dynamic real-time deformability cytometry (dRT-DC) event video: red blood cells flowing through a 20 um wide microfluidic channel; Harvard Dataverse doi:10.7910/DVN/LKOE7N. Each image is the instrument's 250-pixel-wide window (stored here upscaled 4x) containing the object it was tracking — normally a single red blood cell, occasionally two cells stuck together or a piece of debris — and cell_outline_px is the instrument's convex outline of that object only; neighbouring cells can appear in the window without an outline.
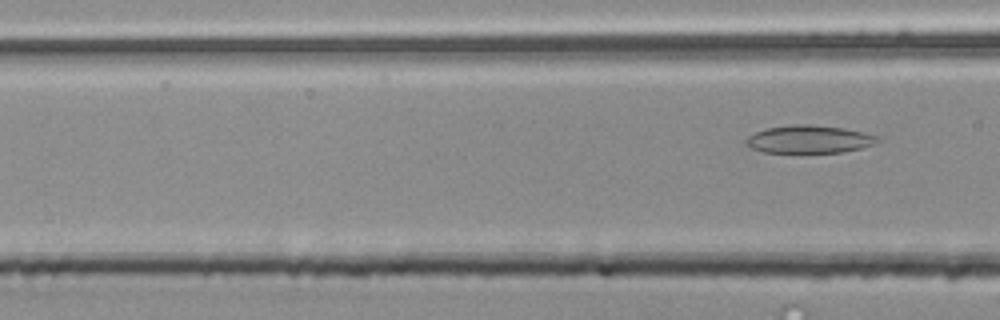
{"species": "common noctule bat (a hibernating species)", "species_latin": "Nyctalus noctula", "temperature_condition": "room temperature", "stored_images_in_passage": 20, "camera_frame_rate_fps": 3000, "um_per_image_px": 0.085, "animal": {"sex": "male", "body_mass_g": 20.4}, "frame": {"image": 1, "passage_image": 20, "time_ms": 6.333, "image_size_px": [1000, 320], "cell_outline_px": [[880, 140], [872, 144], [860, 148], [840, 152], [764, 152], [752, 148], [744, 144], [744, 140], [748, 136], [764, 128], [796, 124], [808, 124], [844, 128], [864, 132], [876, 136]], "centroid_in_image_um": [68.72, 11.83], "position_along_channel_um": 97.9, "area_um2": 21.15}}